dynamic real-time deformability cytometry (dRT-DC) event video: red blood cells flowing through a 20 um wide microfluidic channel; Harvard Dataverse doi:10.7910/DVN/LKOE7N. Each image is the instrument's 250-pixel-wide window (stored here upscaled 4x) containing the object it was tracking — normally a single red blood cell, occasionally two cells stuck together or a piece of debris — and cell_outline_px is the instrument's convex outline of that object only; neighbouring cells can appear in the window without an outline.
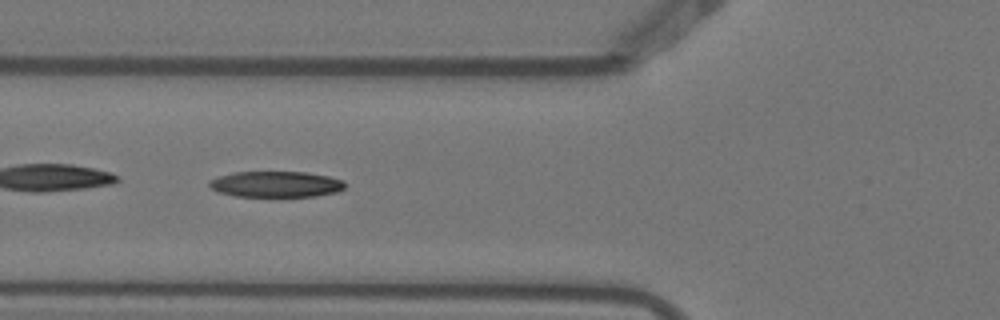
{"species": "Egyptian fruit bat (a non-hibernating species)", "species_latin": "Rousettus aegyptiacus", "temperature_condition": "warm", "stored_images_in_passage": 5, "camera_frame_rate_fps": 3000, "um_per_image_px": 0.085, "animal": {"sex": "female"}, "frame": {"image": 1, "passage_image": 4, "time_ms": 1.0, "image_size_px": [1000, 320], "cell_outline_px": [[344, 188], [336, 192], [316, 196], [236, 196], [216, 192], [208, 184], [208, 180], [232, 172], [308, 172], [328, 176], [344, 180]], "centroid_in_image_um": [23.43, 15.65], "position_along_channel_um": 102.4, "area_um2": 20.52}}